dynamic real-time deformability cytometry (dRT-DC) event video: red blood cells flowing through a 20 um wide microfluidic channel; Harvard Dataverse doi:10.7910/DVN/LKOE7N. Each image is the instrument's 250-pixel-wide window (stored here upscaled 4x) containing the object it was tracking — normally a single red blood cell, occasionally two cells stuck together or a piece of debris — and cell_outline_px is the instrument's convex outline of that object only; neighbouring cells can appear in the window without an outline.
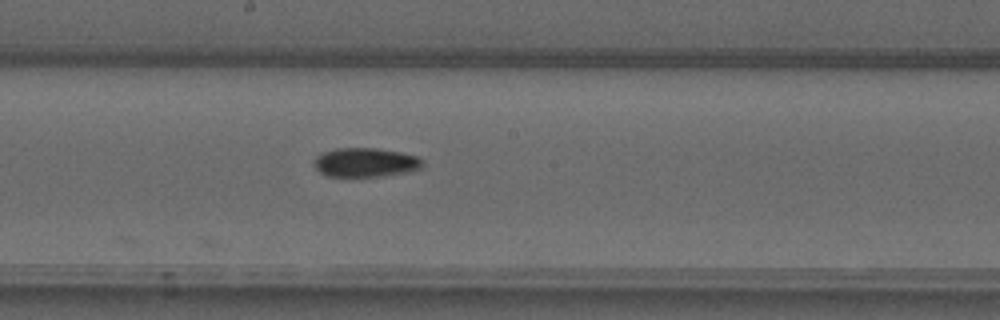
{"species": "common noctule bat (a hibernating species)", "species_latin": "Nyctalus noctula", "temperature_condition": "warm", "stored_images_in_passage": 8, "camera_frame_rate_fps": 3000, "um_per_image_px": 0.085, "animal": {"sex": "male", "forearm_length_mm": 52.5}, "frame": {"image": 1, "passage_image": 8, "time_ms": 9.333, "image_size_px": [1000, 320], "cell_outline_px": [[424, 168], [408, 172], [384, 176], [328, 176], [320, 172], [316, 168], [312, 160], [320, 152], [336, 148], [376, 148], [400, 152], [416, 156], [424, 160]], "centroid_in_image_um": [31.08, 13.8], "position_along_channel_um": 217.1, "area_um2": 18.67}}